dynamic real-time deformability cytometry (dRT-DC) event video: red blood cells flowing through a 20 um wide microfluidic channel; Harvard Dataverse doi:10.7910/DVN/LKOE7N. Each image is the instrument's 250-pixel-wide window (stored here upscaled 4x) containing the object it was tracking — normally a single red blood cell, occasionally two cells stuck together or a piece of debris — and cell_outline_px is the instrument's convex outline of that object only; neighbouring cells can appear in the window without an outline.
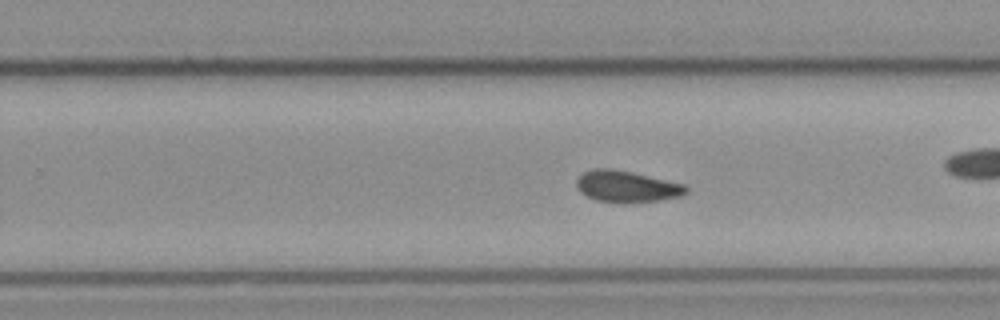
{"species": "common noctule bat (a hibernating species)", "species_latin": "Nyctalus noctula", "temperature_condition": "cold", "stored_images_in_passage": 50, "camera_frame_rate_fps": 3000, "um_per_image_px": 0.085, "animal": {"sex": "female", "body_mass_g": 21.9}, "frame": {"image": 1, "passage_image": 29, "time_ms": 9.333, "image_size_px": [1000, 320], "cell_outline_px": [[688, 192], [680, 196], [660, 200], [628, 204], [624, 204], [596, 200], [580, 192], [576, 188], [576, 180], [584, 172], [592, 168], [608, 168], [632, 172], [684, 184], [688, 188]], "centroid_in_image_um": [53.26, 15.87], "position_along_channel_um": 276.5, "area_um2": 20.29}, "authors_computed_cell_mechanics": {"area_um2": 20.0277, "velocity_mm_per_s": 3.8438, "shape_relaxation_time_tau1_ms": null, "shape_relaxation_time_tau2_ms": 4.9361, "deformation_change_tau1": null, "deformation_change_tau2": 0.0799}}